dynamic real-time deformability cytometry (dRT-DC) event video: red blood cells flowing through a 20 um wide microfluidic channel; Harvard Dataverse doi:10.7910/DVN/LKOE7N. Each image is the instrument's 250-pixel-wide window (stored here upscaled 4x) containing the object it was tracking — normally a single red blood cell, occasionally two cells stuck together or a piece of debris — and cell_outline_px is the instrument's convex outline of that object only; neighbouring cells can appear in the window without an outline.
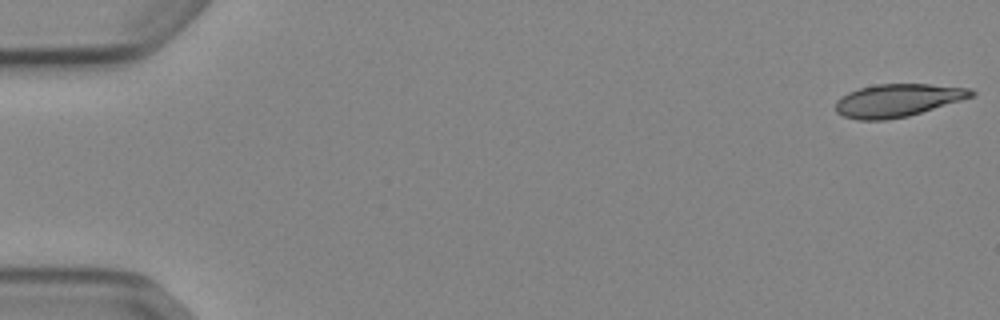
{"species": "Egyptian fruit bat (a non-hibernating species)", "species_latin": "Rousettus aegyptiacus", "temperature_condition": "cold", "stored_images_in_passage": 52, "camera_frame_rate_fps": 3000, "um_per_image_px": 0.085, "animal": {"sex": "female"}, "frame": {"image": 1, "passage_image": 1, "time_ms": 0.0, "image_size_px": [1000, 320], "cell_outline_px": [[976, 92], [972, 96], [960, 100], [908, 116], [884, 120], [856, 120], [844, 116], [836, 112], [836, 100], [840, 96], [848, 92], [860, 88], [876, 84], [928, 84], [972, 88]], "centroid_in_image_um": [76.26, 8.52], "position_along_channel_um": 8.7, "area_um2": 25.84}}
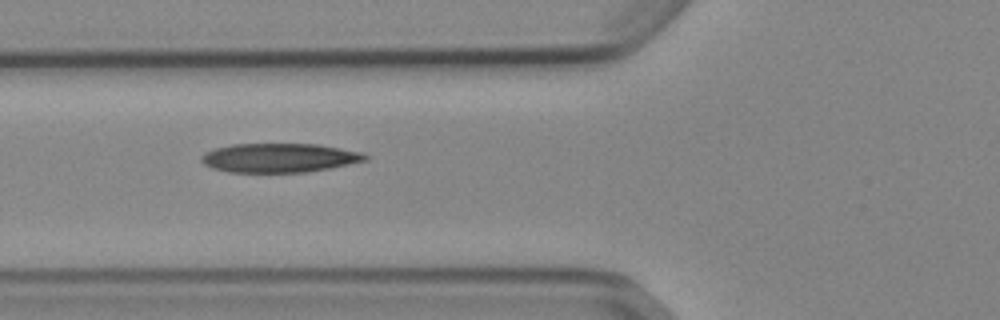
{"frame": {"image": 2, "passage_image": 20, "time_ms": 6.333, "image_size_px": [1000, 320], "cell_outline_px": [[368, 160], [308, 172], [228, 172], [212, 168], [204, 164], [200, 160], [200, 156], [204, 152], [216, 148], [232, 144], [320, 144], [364, 152], [368, 156]], "centroid_in_image_um": [23.74, 13.41], "position_along_channel_um": 102.1, "area_um2": 27.92}}
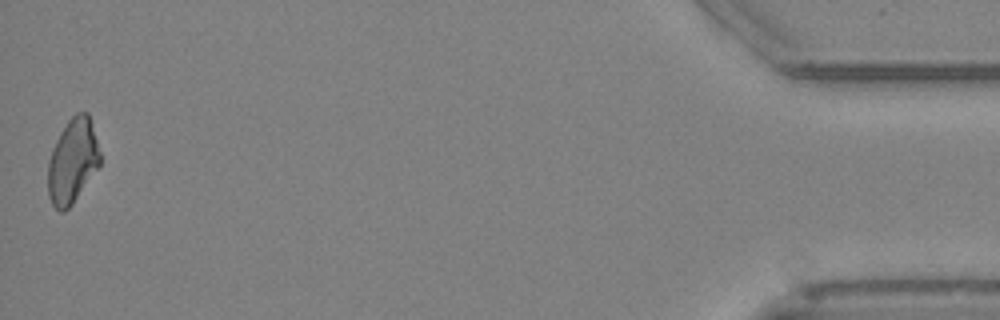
{"frame": {"image": 3, "passage_image": 52, "time_ms": 17.0, "image_size_px": [1000, 320], "cell_outline_px": [[100, 164], [72, 204], [64, 212], [60, 212], [52, 204], [48, 196], [48, 160], [52, 148], [60, 132], [68, 120], [76, 112], [88, 112], [100, 152]], "centroid_in_image_um": [6.15, 13.68], "position_along_channel_um": 429.1, "area_um2": 25.49}, "authors_computed_cell_mechanics": {"area_um2": 27.0793, "velocity_mm_per_s": 3.8811, "shape_relaxation_time_tau1_ms": 8.1938, "shape_relaxation_time_tau2_ms": 4.5308, "deformation_change_tau1": 0.2026, "deformation_change_tau2": 0.149}}